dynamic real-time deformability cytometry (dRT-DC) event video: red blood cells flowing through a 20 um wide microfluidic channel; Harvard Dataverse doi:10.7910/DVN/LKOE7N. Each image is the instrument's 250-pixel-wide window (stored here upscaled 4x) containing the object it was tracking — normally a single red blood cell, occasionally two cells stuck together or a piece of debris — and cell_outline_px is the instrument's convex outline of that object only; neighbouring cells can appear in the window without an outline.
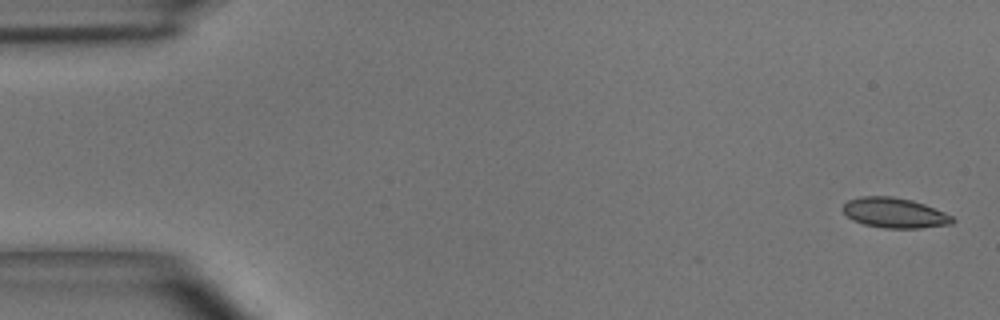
{"species": "common noctule bat (a hibernating species)", "species_latin": "Nyctalus noctula", "temperature_condition": "room temperature", "stored_images_in_passage": 4, "camera_frame_rate_fps": 3000, "um_per_image_px": 0.085, "animal": {"sex": "male", "body_mass_g": 15.6}, "frame": {"image": 1, "passage_image": 1, "time_ms": 0.0, "image_size_px": [1000, 320], "cell_outline_px": [[956, 220], [952, 224], [920, 228], [884, 228], [864, 224], [852, 220], [840, 208], [848, 200], [860, 196], [892, 196], [912, 200], [924, 204], [944, 212], [952, 216]], "centroid_in_image_um": [76.03, 18.09], "position_along_channel_um": 9.0, "area_um2": 19.31}}
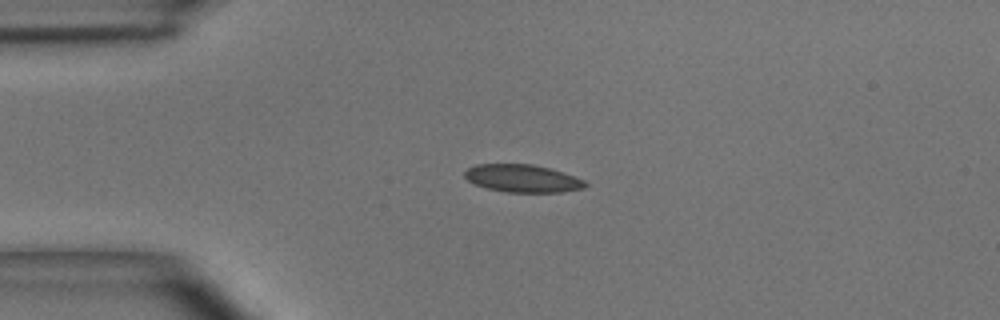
{"frame": {"image": 2, "passage_image": 4, "time_ms": 1.0, "image_size_px": [1000, 320], "cell_outline_px": [[588, 184], [584, 188], [560, 192], [504, 192], [488, 188], [476, 184], [468, 180], [464, 176], [464, 172], [468, 168], [476, 164], [532, 164], [564, 172], [584, 180]], "centroid_in_image_um": [44.42, 15.16], "position_along_channel_um": 40.6, "area_um2": 19.36}}